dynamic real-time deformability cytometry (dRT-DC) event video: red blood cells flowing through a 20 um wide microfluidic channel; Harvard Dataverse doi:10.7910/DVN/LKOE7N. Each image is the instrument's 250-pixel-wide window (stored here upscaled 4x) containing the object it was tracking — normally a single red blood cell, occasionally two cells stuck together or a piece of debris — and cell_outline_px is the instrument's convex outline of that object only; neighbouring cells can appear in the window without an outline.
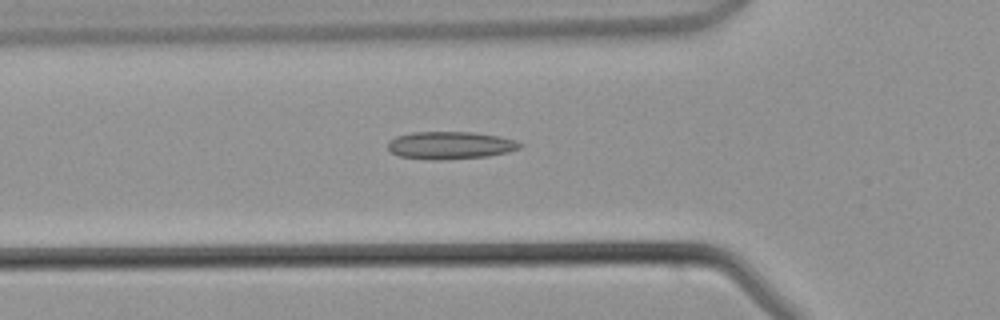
{"species": "common noctule bat (a hibernating species)", "species_latin": "Nyctalus noctula", "temperature_condition": "warm", "stored_images_in_passage": 22, "camera_frame_rate_fps": 3000, "um_per_image_px": 0.085, "animal": {"sex": "male", "body_mass_g": 21.5, "forearm_length_mm": 52.0}, "frame": {"image": 1, "passage_image": 3, "time_ms": 0.667, "image_size_px": [1000, 320], "cell_outline_px": [[520, 148], [508, 152], [488, 156], [440, 160], [432, 160], [400, 156], [392, 152], [388, 148], [388, 144], [396, 136], [412, 132], [472, 132], [496, 136], [512, 140], [520, 144]], "centroid_in_image_um": [38.24, 12.35], "position_along_channel_um": 87.6, "area_um2": 20.87}}
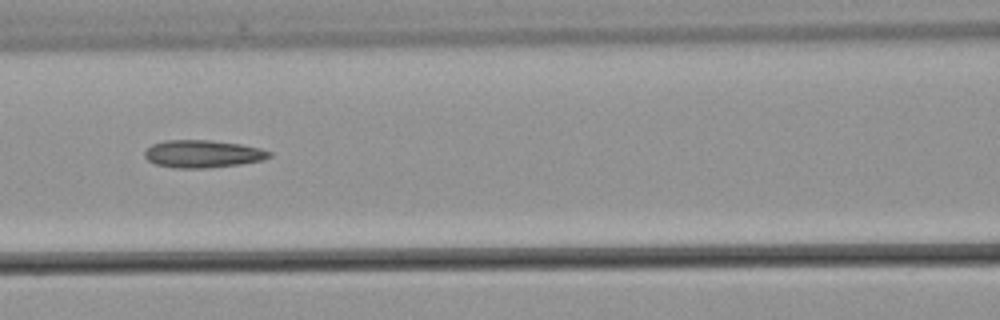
{"frame": {"image": 2, "passage_image": 7, "time_ms": 2.0, "image_size_px": [1000, 320], "cell_outline_px": [[272, 156], [264, 160], [240, 164], [208, 168], [176, 168], [156, 164], [148, 160], [144, 156], [144, 152], [152, 144], [164, 140], [208, 140], [240, 144], [260, 148], [272, 152]], "centroid_in_image_um": [17.25, 13.08], "position_along_channel_um": 149.4, "area_um2": 20.06}}
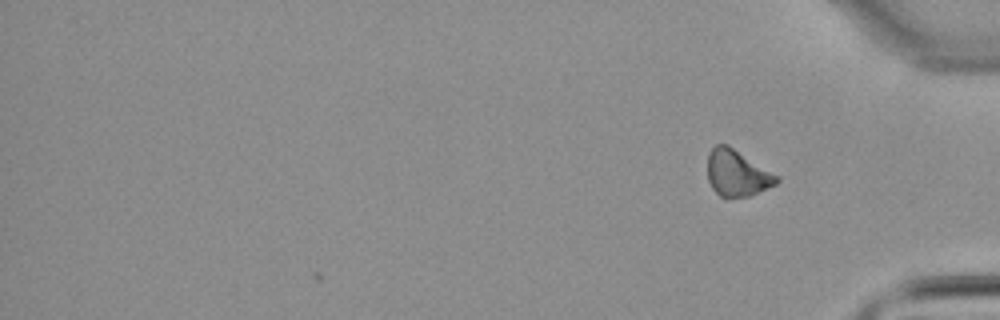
{"frame": {"image": 3, "passage_image": 22, "time_ms": 7.0, "image_size_px": [1000, 320], "cell_outline_px": [[780, 180], [776, 184], [748, 196], [720, 196], [712, 188], [708, 180], [708, 152], [716, 144], [728, 144], [780, 176]], "centroid_in_image_um": [62.66, 14.68], "position_along_channel_um": 372.5, "area_um2": 18.61}}